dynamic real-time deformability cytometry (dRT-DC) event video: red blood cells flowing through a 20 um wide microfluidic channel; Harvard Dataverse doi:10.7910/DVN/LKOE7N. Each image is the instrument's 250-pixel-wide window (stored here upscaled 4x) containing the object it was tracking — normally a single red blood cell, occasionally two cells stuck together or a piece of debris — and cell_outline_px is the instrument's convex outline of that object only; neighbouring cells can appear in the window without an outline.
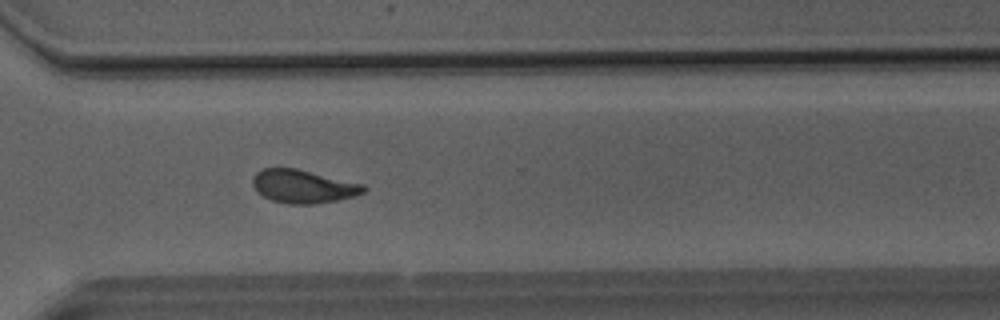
{"species": "Egyptian fruit bat (a non-hibernating species)", "species_latin": "Rousettus aegyptiacus", "temperature_condition": "room temperature", "stored_images_in_passage": 50, "camera_frame_rate_fps": 3000, "um_per_image_px": 0.085, "animal": {"sex": "male"}, "frame": {"image": 1, "passage_image": 37, "time_ms": 12.0, "image_size_px": [1000, 320], "cell_outline_px": [[368, 188], [364, 192], [340, 200], [316, 204], [288, 204], [272, 200], [256, 192], [252, 184], [252, 176], [256, 172], [264, 168], [296, 168], [364, 184]], "centroid_in_image_um": [25.76, 15.84], "position_along_channel_um": 344.8, "area_um2": 21.68}}
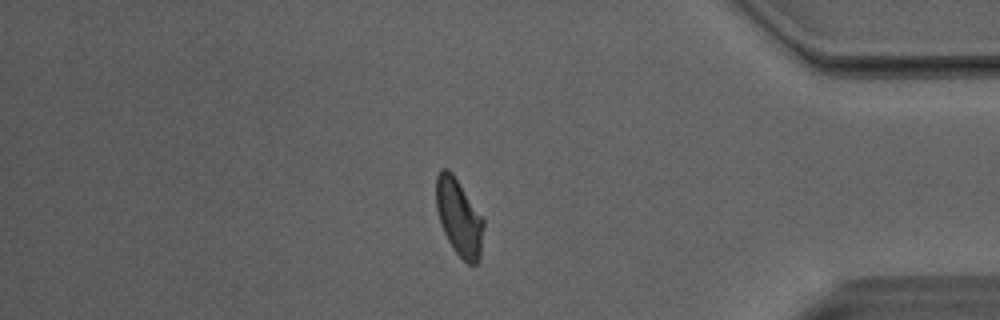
{"frame": {"image": 2, "passage_image": 43, "time_ms": 14.0, "image_size_px": [1000, 320], "cell_outline_px": [[484, 224], [480, 260], [476, 264], [468, 264], [452, 248], [444, 232], [436, 208], [436, 176], [440, 168], [448, 168], [452, 172], [484, 220]], "centroid_in_image_um": [39.01, 18.47], "position_along_channel_um": 396.2, "area_um2": 21.1}}
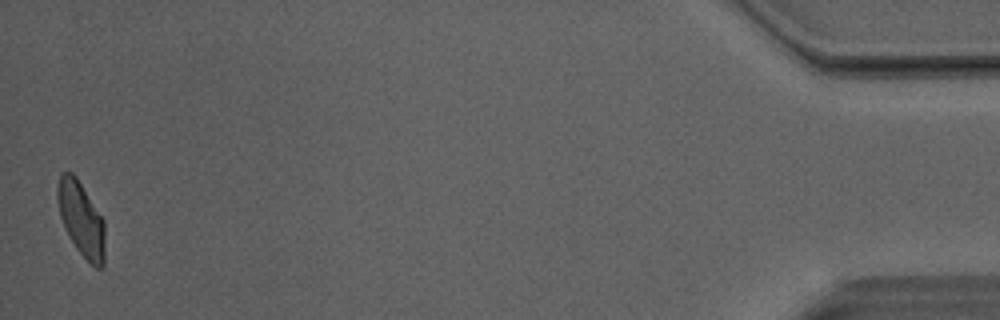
{"frame": {"image": 3, "passage_image": 50, "time_ms": 16.333, "image_size_px": [1000, 320], "cell_outline_px": [[104, 264], [100, 268], [96, 268], [76, 248], [68, 236], [64, 228], [60, 216], [56, 196], [56, 188], [60, 172], [72, 172], [76, 176], [104, 220]], "centroid_in_image_um": [6.87, 18.58], "position_along_channel_um": 428.3, "area_um2": 20.58}, "authors_computed_cell_mechanics": {"area_um2": 21.9062, "velocity_mm_per_s": 4.0799, "shape_relaxation_time_tau1_ms": 5.2689, "shape_relaxation_time_tau2_ms": 0.8997, "deformation_change_tau1": 0.1341, "deformation_change_tau2": 0.062}}